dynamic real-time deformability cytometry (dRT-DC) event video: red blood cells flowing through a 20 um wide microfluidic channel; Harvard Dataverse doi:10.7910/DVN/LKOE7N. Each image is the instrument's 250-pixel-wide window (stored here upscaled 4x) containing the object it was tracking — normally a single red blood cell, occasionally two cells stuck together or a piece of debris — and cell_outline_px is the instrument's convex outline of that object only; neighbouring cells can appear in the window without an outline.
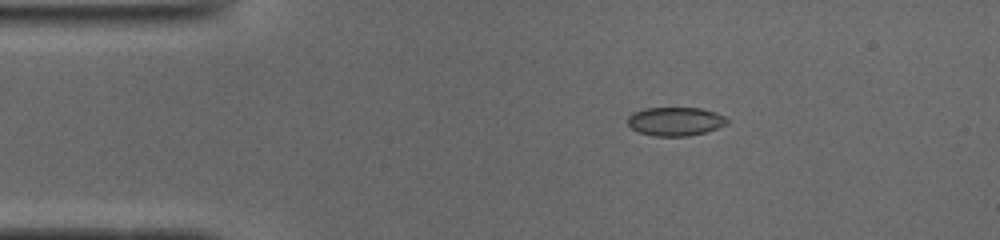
{"species": "common noctule bat (a hibernating species)", "species_latin": "Nyctalus noctula", "temperature_condition": "cold", "stored_images_in_passage": 10, "camera_frame_rate_fps": 3000, "um_per_image_px": 0.085, "animal": {"sex": "male", "body_mass_g": 19.0, "forearm_length_mm": 50.8}, "frame": {"image": 1, "passage_image": 1, "time_ms": 0.0, "image_size_px": [1000, 240], "cell_outline_px": [[728, 124], [704, 132], [688, 136], [652, 136], [636, 132], [628, 124], [628, 116], [632, 112], [644, 108], [700, 108], [716, 112], [724, 116], [728, 120]], "centroid_in_image_um": [57.37, 10.32], "position_along_channel_um": 27.6, "area_um2": 16.7}}
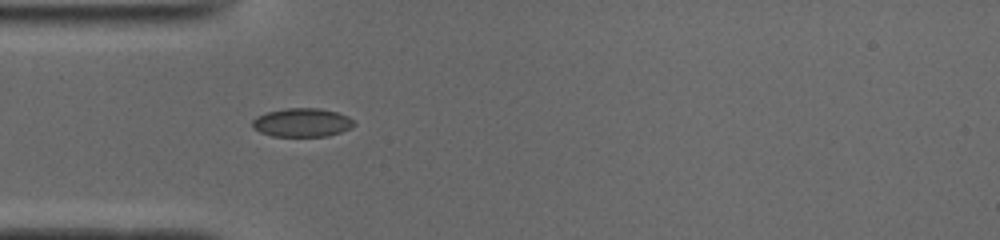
{"frame": {"image": 2, "passage_image": 7, "time_ms": 2.0, "image_size_px": [1000, 240], "cell_outline_px": [[356, 124], [340, 132], [328, 136], [272, 136], [260, 132], [252, 128], [252, 120], [256, 116], [268, 112], [288, 108], [320, 108], [336, 112], [348, 116]], "centroid_in_image_um": [25.65, 10.41], "position_along_channel_um": 59.4, "area_um2": 16.88}}
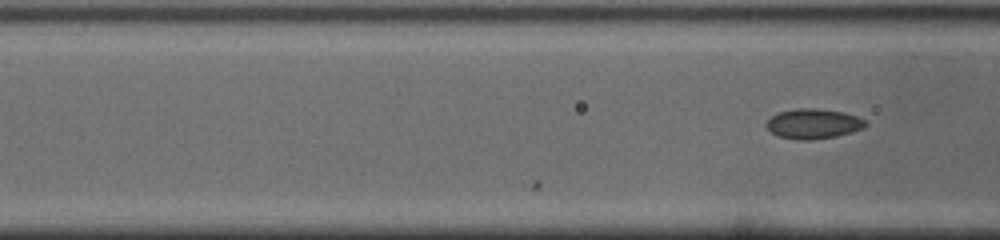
{"frame": {"image": 3, "passage_image": 10, "time_ms": 3.0, "image_size_px": [1000, 240], "cell_outline_px": [[868, 124], [864, 128], [836, 136], [812, 140], [804, 140], [780, 136], [772, 132], [764, 124], [772, 116], [780, 112], [800, 108], [816, 108], [844, 112], [856, 116], [864, 120]], "centroid_in_image_um": [69.15, 10.51], "position_along_channel_um": 97.4, "area_um2": 17.05}}